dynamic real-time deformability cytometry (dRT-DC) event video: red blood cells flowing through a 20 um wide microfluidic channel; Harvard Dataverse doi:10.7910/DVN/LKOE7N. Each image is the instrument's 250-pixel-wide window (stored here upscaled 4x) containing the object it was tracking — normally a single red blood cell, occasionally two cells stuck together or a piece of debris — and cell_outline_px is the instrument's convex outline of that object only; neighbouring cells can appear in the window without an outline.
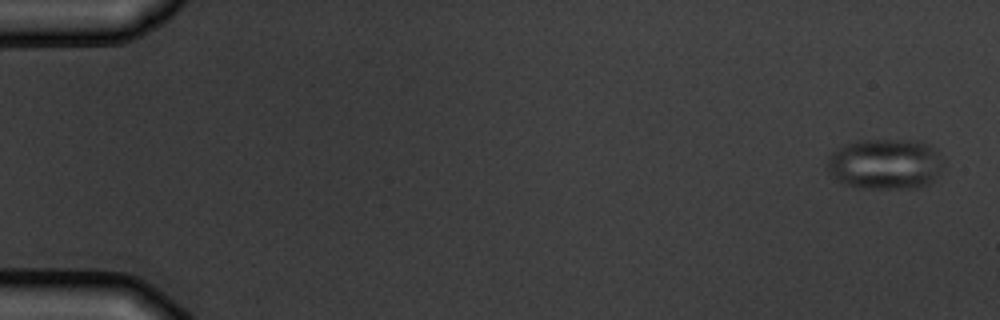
{"species": "common noctule bat (a hibernating species)", "species_latin": "Nyctalus noctula", "temperature_condition": "warm", "stored_images_in_passage": 3, "camera_frame_rate_fps": 3000, "um_per_image_px": 0.085, "animal": {"sex": "male", "body_mass_g": 19.5, "forearm_length_mm": 54.6}, "frame": {"image": 1, "passage_image": 1, "time_ms": 0.0, "image_size_px": [1000, 320], "cell_outline_px": [[944, 164], [940, 172], [928, 184], [916, 188], [856, 188], [844, 184], [832, 176], [828, 168], [828, 156], [832, 152], [844, 144], [856, 140], [916, 140], [928, 144], [936, 148]], "centroid_in_image_um": [75.25, 13.93], "position_along_channel_um": 9.8, "area_um2": 34.56}}